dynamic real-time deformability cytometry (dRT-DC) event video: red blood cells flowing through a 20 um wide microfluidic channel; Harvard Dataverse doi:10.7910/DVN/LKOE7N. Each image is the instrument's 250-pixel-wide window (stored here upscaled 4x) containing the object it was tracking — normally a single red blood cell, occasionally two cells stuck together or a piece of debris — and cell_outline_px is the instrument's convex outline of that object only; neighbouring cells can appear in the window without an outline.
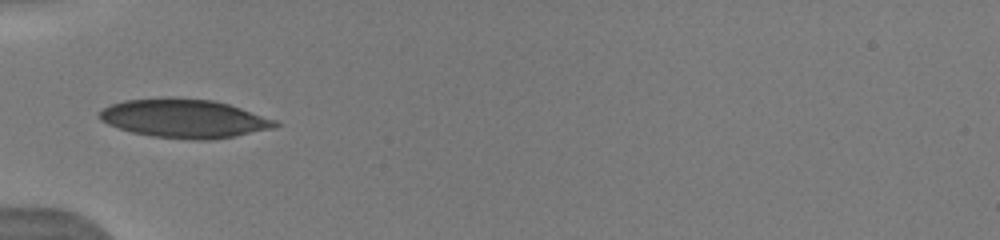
{"species": "human", "species_latin": "Homo sapiens", "temperature_condition": "warm", "stored_images_in_passage": 19, "camera_frame_rate_fps": 3000, "um_per_image_px": 0.085, "donor": {"sex": "male"}, "frame": {"image": 1, "passage_image": 1, "time_ms": 0.0, "image_size_px": [1000, 240], "cell_outline_px": [[284, 124], [276, 128], [232, 136], [208, 140], [196, 140], [152, 136], [132, 132], [108, 124], [100, 120], [96, 116], [104, 108], [112, 104], [124, 100], [212, 100], [228, 104], [276, 120]], "centroid_in_image_um": [15.71, 10.11], "position_along_channel_um": 69.3, "area_um2": 38.49}}